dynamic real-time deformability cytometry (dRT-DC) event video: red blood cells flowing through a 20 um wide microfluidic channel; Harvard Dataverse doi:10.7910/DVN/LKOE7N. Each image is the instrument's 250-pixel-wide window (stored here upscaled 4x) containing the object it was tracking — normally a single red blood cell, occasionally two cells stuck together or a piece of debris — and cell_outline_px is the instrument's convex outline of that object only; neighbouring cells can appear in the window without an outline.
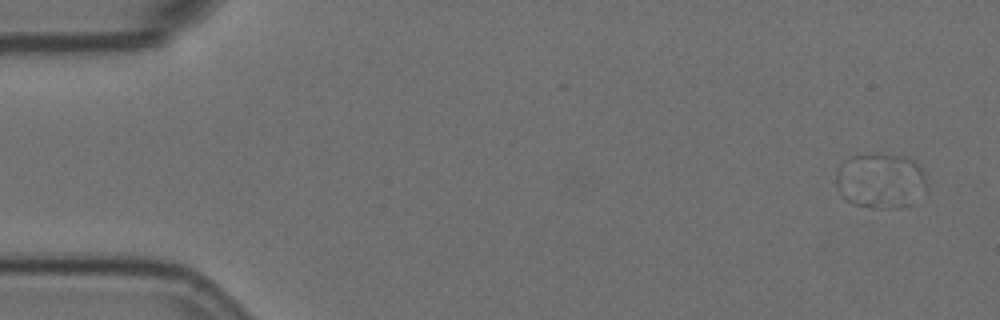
{"species": "Egyptian fruit bat (a non-hibernating species)", "species_latin": "Rousettus aegyptiacus", "temperature_condition": "room temperature", "stored_images_in_passage": 3, "camera_frame_rate_fps": 3000, "um_per_image_px": 0.085, "animal": {"sex": "female"}, "frame": {"image": 1, "passage_image": 1, "time_ms": 0.0, "image_size_px": [1000, 320], "cell_outline_px": [[928, 188], [912, 204], [900, 208], [868, 208], [852, 204], [844, 200], [840, 196], [836, 188], [836, 172], [840, 164], [844, 160], [852, 156], [876, 152], [904, 156], [912, 160], [924, 172]], "centroid_in_image_um": [74.82, 15.37], "position_along_channel_um": 10.2, "area_um2": 30.11}}